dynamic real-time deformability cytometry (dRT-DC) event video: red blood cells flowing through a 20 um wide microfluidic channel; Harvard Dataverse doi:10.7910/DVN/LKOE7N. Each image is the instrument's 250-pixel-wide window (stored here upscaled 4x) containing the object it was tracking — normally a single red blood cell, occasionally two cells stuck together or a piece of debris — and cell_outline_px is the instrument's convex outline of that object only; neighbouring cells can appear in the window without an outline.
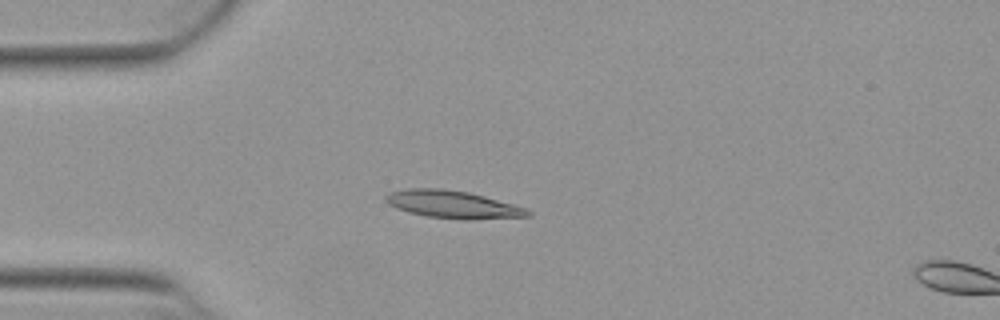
{"species": "Egyptian fruit bat (a non-hibernating species)", "species_latin": "Rousettus aegyptiacus", "temperature_condition": "warm", "stored_images_in_passage": 16, "camera_frame_rate_fps": 3000, "um_per_image_px": 0.085, "animal": {"sex": "female"}, "frame": {"image": 1, "passage_image": 14, "time_ms": 4.333, "image_size_px": [1000, 320], "cell_outline_px": [[532, 216], [472, 220], [464, 220], [428, 216], [408, 212], [396, 208], [388, 204], [384, 200], [384, 196], [388, 192], [408, 188], [440, 188], [468, 192], [484, 196], [528, 208], [532, 212]], "centroid_in_image_um": [38.5, 17.38], "position_along_channel_um": 46.5, "area_um2": 23.12}}